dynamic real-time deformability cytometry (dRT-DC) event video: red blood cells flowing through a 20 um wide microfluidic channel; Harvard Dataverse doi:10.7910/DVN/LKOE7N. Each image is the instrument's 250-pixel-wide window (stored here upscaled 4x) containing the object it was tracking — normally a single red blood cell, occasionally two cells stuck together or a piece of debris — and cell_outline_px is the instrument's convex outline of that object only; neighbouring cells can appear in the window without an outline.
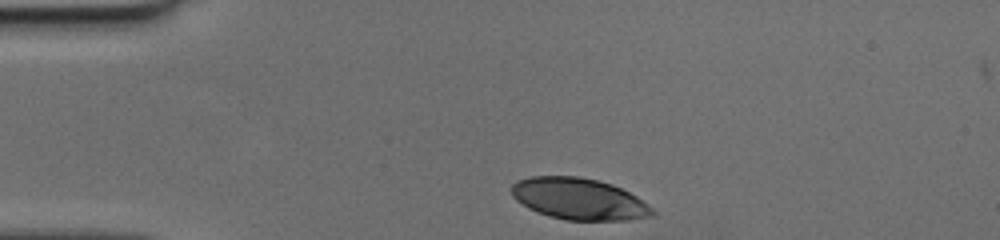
{"species": "human", "species_latin": "Homo sapiens", "temperature_condition": "cold", "stored_images_in_passage": 30, "camera_frame_rate_fps": 3000, "um_per_image_px": 0.085, "donor": {"sex": "female"}, "frame": {"image": 1, "passage_image": 1, "time_ms": 0.0, "image_size_px": [1000, 240], "cell_outline_px": [[656, 212], [652, 216], [628, 220], [564, 220], [548, 216], [536, 212], [528, 208], [516, 200], [512, 196], [512, 184], [516, 180], [532, 176], [580, 176], [612, 184], [636, 196], [652, 208]], "centroid_in_image_um": [49.18, 16.91], "position_along_channel_um": 35.8, "area_um2": 34.16}}
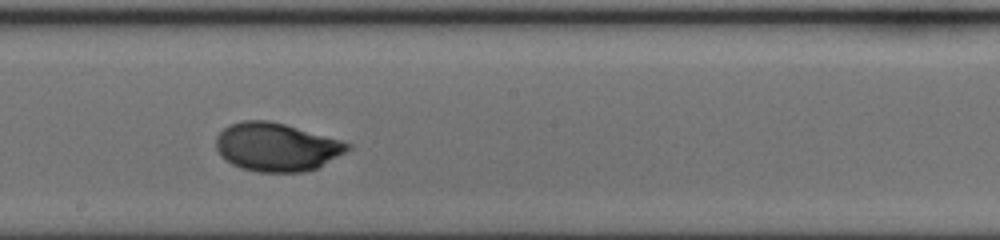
{"frame": {"image": 2, "passage_image": 18, "time_ms": 5.667, "image_size_px": [1000, 240], "cell_outline_px": [[352, 148], [316, 168], [304, 172], [260, 172], [240, 168], [224, 160], [216, 148], [216, 136], [228, 124], [244, 120], [268, 120], [284, 124], [340, 140], [352, 144]], "centroid_in_image_um": [23.47, 12.49], "position_along_channel_um": 224.7, "area_um2": 36.93}}
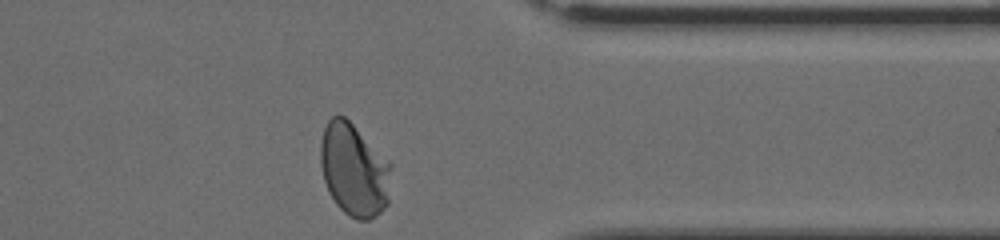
{"frame": {"image": 3, "passage_image": 30, "time_ms": 9.667, "image_size_px": [1000, 240], "cell_outline_px": [[392, 164], [388, 204], [376, 216], [368, 220], [356, 220], [348, 216], [336, 204], [328, 192], [324, 180], [320, 164], [320, 144], [324, 128], [328, 120], [332, 116], [344, 116]], "centroid_in_image_um": [30.09, 14.47], "position_along_channel_um": 381.3, "area_um2": 38.26}}